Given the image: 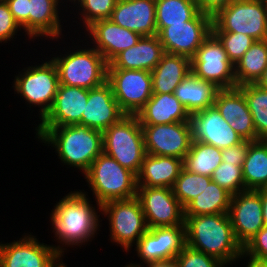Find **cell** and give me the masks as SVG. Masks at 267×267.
Returning <instances> with one entry per match:
<instances>
[{"mask_svg": "<svg viewBox=\"0 0 267 267\" xmlns=\"http://www.w3.org/2000/svg\"><path fill=\"white\" fill-rule=\"evenodd\" d=\"M243 92L253 118L256 131V141L267 140V89L255 83L238 86Z\"/></svg>", "mask_w": 267, "mask_h": 267, "instance_id": "e575fe53", "label": "cell"}, {"mask_svg": "<svg viewBox=\"0 0 267 267\" xmlns=\"http://www.w3.org/2000/svg\"><path fill=\"white\" fill-rule=\"evenodd\" d=\"M141 125L190 121V114L174 93L153 94L136 114Z\"/></svg>", "mask_w": 267, "mask_h": 267, "instance_id": "d4e9b609", "label": "cell"}, {"mask_svg": "<svg viewBox=\"0 0 267 267\" xmlns=\"http://www.w3.org/2000/svg\"><path fill=\"white\" fill-rule=\"evenodd\" d=\"M190 124L193 141L219 149L228 148L243 141L215 106L190 114Z\"/></svg>", "mask_w": 267, "mask_h": 267, "instance_id": "ac0fdd59", "label": "cell"}, {"mask_svg": "<svg viewBox=\"0 0 267 267\" xmlns=\"http://www.w3.org/2000/svg\"><path fill=\"white\" fill-rule=\"evenodd\" d=\"M157 34L170 24L192 20L200 11L194 0H155Z\"/></svg>", "mask_w": 267, "mask_h": 267, "instance_id": "d6a6232c", "label": "cell"}, {"mask_svg": "<svg viewBox=\"0 0 267 267\" xmlns=\"http://www.w3.org/2000/svg\"><path fill=\"white\" fill-rule=\"evenodd\" d=\"M20 26L16 23L5 0H0V42H6L17 33Z\"/></svg>", "mask_w": 267, "mask_h": 267, "instance_id": "b9f144b4", "label": "cell"}, {"mask_svg": "<svg viewBox=\"0 0 267 267\" xmlns=\"http://www.w3.org/2000/svg\"><path fill=\"white\" fill-rule=\"evenodd\" d=\"M125 115L113 95L110 84L106 81L98 87L89 89L81 125L103 132Z\"/></svg>", "mask_w": 267, "mask_h": 267, "instance_id": "ffe728a7", "label": "cell"}, {"mask_svg": "<svg viewBox=\"0 0 267 267\" xmlns=\"http://www.w3.org/2000/svg\"><path fill=\"white\" fill-rule=\"evenodd\" d=\"M242 175L245 190L267 188V140L249 141Z\"/></svg>", "mask_w": 267, "mask_h": 267, "instance_id": "f546056e", "label": "cell"}, {"mask_svg": "<svg viewBox=\"0 0 267 267\" xmlns=\"http://www.w3.org/2000/svg\"><path fill=\"white\" fill-rule=\"evenodd\" d=\"M186 245L213 256L226 265L243 251L236 240L228 213L184 216Z\"/></svg>", "mask_w": 267, "mask_h": 267, "instance_id": "6da1fadb", "label": "cell"}, {"mask_svg": "<svg viewBox=\"0 0 267 267\" xmlns=\"http://www.w3.org/2000/svg\"><path fill=\"white\" fill-rule=\"evenodd\" d=\"M212 32H234L267 39V1L234 0L212 18Z\"/></svg>", "mask_w": 267, "mask_h": 267, "instance_id": "52a82bcc", "label": "cell"}, {"mask_svg": "<svg viewBox=\"0 0 267 267\" xmlns=\"http://www.w3.org/2000/svg\"><path fill=\"white\" fill-rule=\"evenodd\" d=\"M89 89L59 84L54 103L37 127L81 124Z\"/></svg>", "mask_w": 267, "mask_h": 267, "instance_id": "d6986e66", "label": "cell"}, {"mask_svg": "<svg viewBox=\"0 0 267 267\" xmlns=\"http://www.w3.org/2000/svg\"><path fill=\"white\" fill-rule=\"evenodd\" d=\"M248 146L249 141L243 140L237 145L221 149L222 162L231 163L233 165H243L246 159Z\"/></svg>", "mask_w": 267, "mask_h": 267, "instance_id": "7bdbcfd3", "label": "cell"}, {"mask_svg": "<svg viewBox=\"0 0 267 267\" xmlns=\"http://www.w3.org/2000/svg\"><path fill=\"white\" fill-rule=\"evenodd\" d=\"M63 252L61 246L44 245L25 235L12 243H0V267H56Z\"/></svg>", "mask_w": 267, "mask_h": 267, "instance_id": "9a60e30c", "label": "cell"}, {"mask_svg": "<svg viewBox=\"0 0 267 267\" xmlns=\"http://www.w3.org/2000/svg\"><path fill=\"white\" fill-rule=\"evenodd\" d=\"M249 262L246 267H267V260L258 259L252 256H249Z\"/></svg>", "mask_w": 267, "mask_h": 267, "instance_id": "c3c4849f", "label": "cell"}, {"mask_svg": "<svg viewBox=\"0 0 267 267\" xmlns=\"http://www.w3.org/2000/svg\"><path fill=\"white\" fill-rule=\"evenodd\" d=\"M147 267H177L175 259L168 261L153 262L146 265Z\"/></svg>", "mask_w": 267, "mask_h": 267, "instance_id": "7dc6e473", "label": "cell"}, {"mask_svg": "<svg viewBox=\"0 0 267 267\" xmlns=\"http://www.w3.org/2000/svg\"><path fill=\"white\" fill-rule=\"evenodd\" d=\"M36 131L38 139L56 149L63 164L81 169L83 174L103 152L102 132L85 125L37 127Z\"/></svg>", "mask_w": 267, "mask_h": 267, "instance_id": "7a4b0ae2", "label": "cell"}, {"mask_svg": "<svg viewBox=\"0 0 267 267\" xmlns=\"http://www.w3.org/2000/svg\"><path fill=\"white\" fill-rule=\"evenodd\" d=\"M141 126L147 154L184 161L193 141L190 121Z\"/></svg>", "mask_w": 267, "mask_h": 267, "instance_id": "4fadbf2b", "label": "cell"}, {"mask_svg": "<svg viewBox=\"0 0 267 267\" xmlns=\"http://www.w3.org/2000/svg\"><path fill=\"white\" fill-rule=\"evenodd\" d=\"M211 178L215 183L232 195L245 191L242 165L221 162V164L213 171Z\"/></svg>", "mask_w": 267, "mask_h": 267, "instance_id": "8d00e7d4", "label": "cell"}, {"mask_svg": "<svg viewBox=\"0 0 267 267\" xmlns=\"http://www.w3.org/2000/svg\"><path fill=\"white\" fill-rule=\"evenodd\" d=\"M86 31L89 32V36L96 44L95 49L102 54L108 63L121 51L135 45L142 37L110 19L96 21Z\"/></svg>", "mask_w": 267, "mask_h": 267, "instance_id": "603a6c76", "label": "cell"}, {"mask_svg": "<svg viewBox=\"0 0 267 267\" xmlns=\"http://www.w3.org/2000/svg\"><path fill=\"white\" fill-rule=\"evenodd\" d=\"M23 74V75H22ZM15 76L14 90L31 105L41 106L42 120L51 109L59 86L58 72L52 60L41 65L29 66Z\"/></svg>", "mask_w": 267, "mask_h": 267, "instance_id": "8fae6325", "label": "cell"}, {"mask_svg": "<svg viewBox=\"0 0 267 267\" xmlns=\"http://www.w3.org/2000/svg\"><path fill=\"white\" fill-rule=\"evenodd\" d=\"M212 32V18L199 12L192 20L170 24L157 35L165 53L192 58Z\"/></svg>", "mask_w": 267, "mask_h": 267, "instance_id": "7c38bea8", "label": "cell"}, {"mask_svg": "<svg viewBox=\"0 0 267 267\" xmlns=\"http://www.w3.org/2000/svg\"><path fill=\"white\" fill-rule=\"evenodd\" d=\"M211 177L189 172L184 167L172 187L173 194L184 208L209 185Z\"/></svg>", "mask_w": 267, "mask_h": 267, "instance_id": "d590c367", "label": "cell"}, {"mask_svg": "<svg viewBox=\"0 0 267 267\" xmlns=\"http://www.w3.org/2000/svg\"><path fill=\"white\" fill-rule=\"evenodd\" d=\"M199 11L211 18L215 17L221 10L225 9L234 0H194Z\"/></svg>", "mask_w": 267, "mask_h": 267, "instance_id": "f6af8a7d", "label": "cell"}, {"mask_svg": "<svg viewBox=\"0 0 267 267\" xmlns=\"http://www.w3.org/2000/svg\"><path fill=\"white\" fill-rule=\"evenodd\" d=\"M214 106L243 140L256 141V131L247 100L238 88L219 89Z\"/></svg>", "mask_w": 267, "mask_h": 267, "instance_id": "44dd1931", "label": "cell"}, {"mask_svg": "<svg viewBox=\"0 0 267 267\" xmlns=\"http://www.w3.org/2000/svg\"><path fill=\"white\" fill-rule=\"evenodd\" d=\"M67 265H65L63 262H59L57 263L56 267H66Z\"/></svg>", "mask_w": 267, "mask_h": 267, "instance_id": "816d5d0a", "label": "cell"}, {"mask_svg": "<svg viewBox=\"0 0 267 267\" xmlns=\"http://www.w3.org/2000/svg\"><path fill=\"white\" fill-rule=\"evenodd\" d=\"M177 267H225L219 259L185 245L175 258Z\"/></svg>", "mask_w": 267, "mask_h": 267, "instance_id": "ab89813d", "label": "cell"}, {"mask_svg": "<svg viewBox=\"0 0 267 267\" xmlns=\"http://www.w3.org/2000/svg\"><path fill=\"white\" fill-rule=\"evenodd\" d=\"M191 72L197 78L213 83L218 89L236 87L235 65L212 32L191 58Z\"/></svg>", "mask_w": 267, "mask_h": 267, "instance_id": "ba28073f", "label": "cell"}, {"mask_svg": "<svg viewBox=\"0 0 267 267\" xmlns=\"http://www.w3.org/2000/svg\"><path fill=\"white\" fill-rule=\"evenodd\" d=\"M155 0H118L110 20L141 36L157 35Z\"/></svg>", "mask_w": 267, "mask_h": 267, "instance_id": "7402d4cb", "label": "cell"}, {"mask_svg": "<svg viewBox=\"0 0 267 267\" xmlns=\"http://www.w3.org/2000/svg\"><path fill=\"white\" fill-rule=\"evenodd\" d=\"M103 153L136 176L146 155L144 135L136 115H125L102 132Z\"/></svg>", "mask_w": 267, "mask_h": 267, "instance_id": "5b68a950", "label": "cell"}, {"mask_svg": "<svg viewBox=\"0 0 267 267\" xmlns=\"http://www.w3.org/2000/svg\"><path fill=\"white\" fill-rule=\"evenodd\" d=\"M101 211L108 217L112 242L121 245L126 252L149 229L136 197L108 201L101 205Z\"/></svg>", "mask_w": 267, "mask_h": 267, "instance_id": "9c48e42d", "label": "cell"}, {"mask_svg": "<svg viewBox=\"0 0 267 267\" xmlns=\"http://www.w3.org/2000/svg\"><path fill=\"white\" fill-rule=\"evenodd\" d=\"M125 267H141V265H140V263L139 264L138 263L137 264L136 263L135 264L130 263V264L126 265Z\"/></svg>", "mask_w": 267, "mask_h": 267, "instance_id": "f907efd6", "label": "cell"}, {"mask_svg": "<svg viewBox=\"0 0 267 267\" xmlns=\"http://www.w3.org/2000/svg\"><path fill=\"white\" fill-rule=\"evenodd\" d=\"M28 1L29 0H5L14 20L28 35Z\"/></svg>", "mask_w": 267, "mask_h": 267, "instance_id": "ee69618b", "label": "cell"}, {"mask_svg": "<svg viewBox=\"0 0 267 267\" xmlns=\"http://www.w3.org/2000/svg\"><path fill=\"white\" fill-rule=\"evenodd\" d=\"M191 73V59L164 53L158 65L151 71L152 93H174L175 88Z\"/></svg>", "mask_w": 267, "mask_h": 267, "instance_id": "4316f807", "label": "cell"}, {"mask_svg": "<svg viewBox=\"0 0 267 267\" xmlns=\"http://www.w3.org/2000/svg\"><path fill=\"white\" fill-rule=\"evenodd\" d=\"M232 194L213 180L184 207V216L228 213Z\"/></svg>", "mask_w": 267, "mask_h": 267, "instance_id": "4dcf8cb0", "label": "cell"}, {"mask_svg": "<svg viewBox=\"0 0 267 267\" xmlns=\"http://www.w3.org/2000/svg\"><path fill=\"white\" fill-rule=\"evenodd\" d=\"M221 162V149L199 141H192L190 150L183 161V167L189 172L211 177Z\"/></svg>", "mask_w": 267, "mask_h": 267, "instance_id": "836d02e7", "label": "cell"}, {"mask_svg": "<svg viewBox=\"0 0 267 267\" xmlns=\"http://www.w3.org/2000/svg\"><path fill=\"white\" fill-rule=\"evenodd\" d=\"M84 175L100 210L108 201L136 197L137 176L103 152Z\"/></svg>", "mask_w": 267, "mask_h": 267, "instance_id": "277c9868", "label": "cell"}, {"mask_svg": "<svg viewBox=\"0 0 267 267\" xmlns=\"http://www.w3.org/2000/svg\"><path fill=\"white\" fill-rule=\"evenodd\" d=\"M262 201V217L264 225L267 227V188L257 189L256 190Z\"/></svg>", "mask_w": 267, "mask_h": 267, "instance_id": "bcb514c9", "label": "cell"}, {"mask_svg": "<svg viewBox=\"0 0 267 267\" xmlns=\"http://www.w3.org/2000/svg\"><path fill=\"white\" fill-rule=\"evenodd\" d=\"M255 84H257L261 88L267 89V68L264 70L262 76Z\"/></svg>", "mask_w": 267, "mask_h": 267, "instance_id": "681fc988", "label": "cell"}, {"mask_svg": "<svg viewBox=\"0 0 267 267\" xmlns=\"http://www.w3.org/2000/svg\"><path fill=\"white\" fill-rule=\"evenodd\" d=\"M228 215L235 238L242 247L265 226L262 201L256 190H245L232 195Z\"/></svg>", "mask_w": 267, "mask_h": 267, "instance_id": "e0dca14e", "label": "cell"}, {"mask_svg": "<svg viewBox=\"0 0 267 267\" xmlns=\"http://www.w3.org/2000/svg\"><path fill=\"white\" fill-rule=\"evenodd\" d=\"M219 89L211 82L189 73L175 88V97L184 105L189 114L214 106Z\"/></svg>", "mask_w": 267, "mask_h": 267, "instance_id": "f1b7e54d", "label": "cell"}, {"mask_svg": "<svg viewBox=\"0 0 267 267\" xmlns=\"http://www.w3.org/2000/svg\"><path fill=\"white\" fill-rule=\"evenodd\" d=\"M82 8L85 30L94 22L109 19L118 0H75Z\"/></svg>", "mask_w": 267, "mask_h": 267, "instance_id": "f35d334b", "label": "cell"}, {"mask_svg": "<svg viewBox=\"0 0 267 267\" xmlns=\"http://www.w3.org/2000/svg\"><path fill=\"white\" fill-rule=\"evenodd\" d=\"M245 255V256H244ZM252 256L267 260V227L261 228L244 246L239 258Z\"/></svg>", "mask_w": 267, "mask_h": 267, "instance_id": "60d3db41", "label": "cell"}, {"mask_svg": "<svg viewBox=\"0 0 267 267\" xmlns=\"http://www.w3.org/2000/svg\"><path fill=\"white\" fill-rule=\"evenodd\" d=\"M65 55V56H64ZM53 57L59 84L92 89L107 81L108 62L95 48Z\"/></svg>", "mask_w": 267, "mask_h": 267, "instance_id": "8992f818", "label": "cell"}, {"mask_svg": "<svg viewBox=\"0 0 267 267\" xmlns=\"http://www.w3.org/2000/svg\"><path fill=\"white\" fill-rule=\"evenodd\" d=\"M267 68V39L255 40L235 64L236 87L256 83Z\"/></svg>", "mask_w": 267, "mask_h": 267, "instance_id": "1f68e13d", "label": "cell"}, {"mask_svg": "<svg viewBox=\"0 0 267 267\" xmlns=\"http://www.w3.org/2000/svg\"><path fill=\"white\" fill-rule=\"evenodd\" d=\"M182 168V159L146 153L137 175V186L172 188Z\"/></svg>", "mask_w": 267, "mask_h": 267, "instance_id": "484cf974", "label": "cell"}, {"mask_svg": "<svg viewBox=\"0 0 267 267\" xmlns=\"http://www.w3.org/2000/svg\"><path fill=\"white\" fill-rule=\"evenodd\" d=\"M223 44L228 59L235 65L251 47L255 39L251 36L234 32H212Z\"/></svg>", "mask_w": 267, "mask_h": 267, "instance_id": "74e56055", "label": "cell"}, {"mask_svg": "<svg viewBox=\"0 0 267 267\" xmlns=\"http://www.w3.org/2000/svg\"><path fill=\"white\" fill-rule=\"evenodd\" d=\"M59 0L28 1V37L59 38L62 34L58 15Z\"/></svg>", "mask_w": 267, "mask_h": 267, "instance_id": "83f0119b", "label": "cell"}, {"mask_svg": "<svg viewBox=\"0 0 267 267\" xmlns=\"http://www.w3.org/2000/svg\"><path fill=\"white\" fill-rule=\"evenodd\" d=\"M158 35L142 36L132 47L121 51L109 63L108 68L152 71L164 54Z\"/></svg>", "mask_w": 267, "mask_h": 267, "instance_id": "cb8c5ba5", "label": "cell"}, {"mask_svg": "<svg viewBox=\"0 0 267 267\" xmlns=\"http://www.w3.org/2000/svg\"><path fill=\"white\" fill-rule=\"evenodd\" d=\"M81 190L63 197L51 213L55 237L61 245H82L94 238L99 225L97 211Z\"/></svg>", "mask_w": 267, "mask_h": 267, "instance_id": "3957f363", "label": "cell"}, {"mask_svg": "<svg viewBox=\"0 0 267 267\" xmlns=\"http://www.w3.org/2000/svg\"><path fill=\"white\" fill-rule=\"evenodd\" d=\"M135 245L144 264L173 260L186 245L185 225L149 228Z\"/></svg>", "mask_w": 267, "mask_h": 267, "instance_id": "2e32d148", "label": "cell"}, {"mask_svg": "<svg viewBox=\"0 0 267 267\" xmlns=\"http://www.w3.org/2000/svg\"><path fill=\"white\" fill-rule=\"evenodd\" d=\"M107 82L126 115H136L153 95L152 76L147 70L108 68Z\"/></svg>", "mask_w": 267, "mask_h": 267, "instance_id": "30bf717a", "label": "cell"}, {"mask_svg": "<svg viewBox=\"0 0 267 267\" xmlns=\"http://www.w3.org/2000/svg\"><path fill=\"white\" fill-rule=\"evenodd\" d=\"M139 200L148 228L184 224V208L172 188L137 186Z\"/></svg>", "mask_w": 267, "mask_h": 267, "instance_id": "5bb4252c", "label": "cell"}]
</instances>
